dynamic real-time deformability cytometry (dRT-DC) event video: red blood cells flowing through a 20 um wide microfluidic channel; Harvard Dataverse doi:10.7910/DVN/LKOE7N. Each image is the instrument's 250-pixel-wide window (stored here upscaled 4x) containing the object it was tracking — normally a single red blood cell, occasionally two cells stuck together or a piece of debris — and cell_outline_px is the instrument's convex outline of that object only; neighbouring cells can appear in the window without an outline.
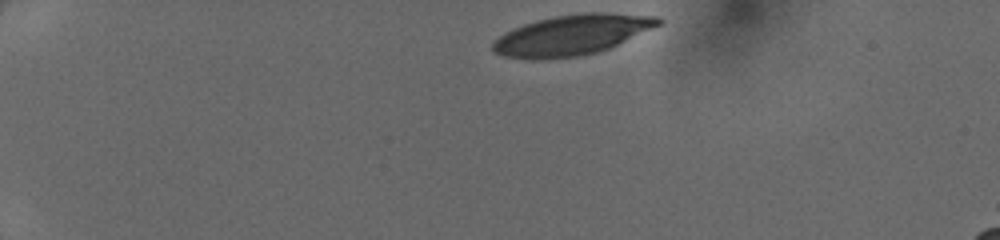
{"species": "human", "species_latin": "Homo sapiens", "temperature_condition": "cold", "stored_images_in_passage": 39, "camera_frame_rate_fps": 3000, "um_per_image_px": 0.085, "donor": {"sex": "female"}, "frame": {"image": 1, "passage_image": 1, "time_ms": 0.0, "image_size_px": [1000, 240], "cell_outline_px": [[664, 20], [660, 24], [608, 48], [596, 52], [576, 56], [544, 60], [532, 60], [504, 56], [492, 52], [492, 40], [504, 32], [512, 28], [536, 20], [556, 16], [584, 12], [604, 12], [656, 16]], "centroid_in_image_um": [48.53, 2.97], "position_along_channel_um": 36.5, "area_um2": 38.84}}
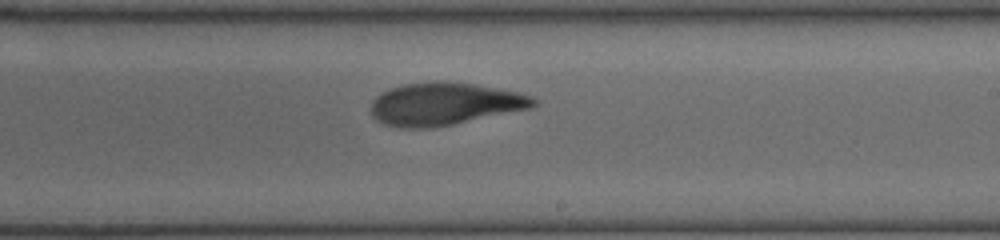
{"frame": {"image": 2, "passage_image": 22, "time_ms": 7.0, "image_size_px": [1000, 240], "cell_outline_px": [[540, 100], [532, 108], [432, 128], [400, 128], [384, 124], [376, 120], [372, 116], [372, 100], [380, 92], [404, 84], [440, 80], [472, 84], [520, 92], [532, 96]], "centroid_in_image_um": [37.79, 8.83], "position_along_channel_um": 251.2, "area_um2": 40.46}}
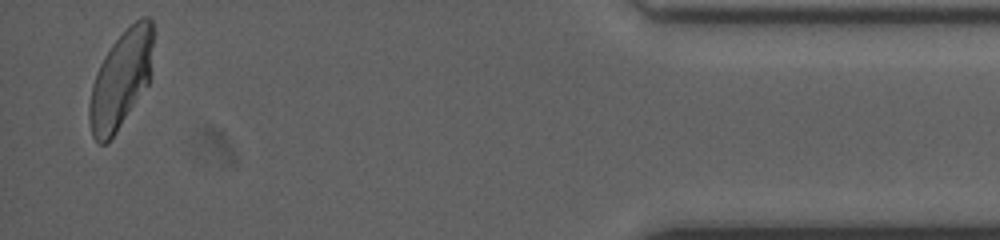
{"frame": {"image": 3, "passage_image": 38, "time_ms": 12.333, "image_size_px": [1000, 240], "cell_outline_px": [[152, 44], [148, 84], [108, 144], [100, 144], [92, 136], [88, 120], [88, 108], [92, 84], [96, 72], [104, 56], [112, 44], [136, 20], [144, 16], [148, 16], [152, 20]], "centroid_in_image_um": [10.23, 6.81], "position_along_channel_um": 425.0, "area_um2": 35.72}}